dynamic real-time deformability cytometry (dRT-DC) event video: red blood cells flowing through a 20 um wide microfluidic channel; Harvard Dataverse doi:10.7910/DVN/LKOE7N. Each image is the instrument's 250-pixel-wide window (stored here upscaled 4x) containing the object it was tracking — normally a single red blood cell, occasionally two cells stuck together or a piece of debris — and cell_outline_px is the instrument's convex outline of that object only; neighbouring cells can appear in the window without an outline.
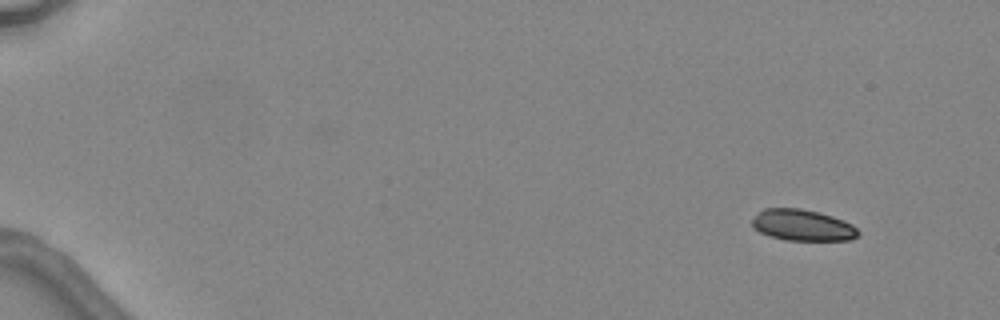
{"species": "common noctule bat (a hibernating species)", "species_latin": "Nyctalus noctula", "temperature_condition": "warm", "stored_images_in_passage": 3, "camera_frame_rate_fps": 3000, "um_per_image_px": 0.085, "animal": {"sex": "female", "body_mass_g": 24.6, "forearm_length_mm": 56.2}, "frame": {"image": 1, "passage_image": 1, "time_ms": 0.0, "image_size_px": [1000, 320], "cell_outline_px": [[860, 232], [856, 236], [848, 240], [784, 240], [768, 236], [752, 228], [752, 220], [764, 208], [800, 208], [820, 212], [844, 220], [852, 224]], "centroid_in_image_um": [68.2, 19.14], "position_along_channel_um": 16.8, "area_um2": 19.36}}
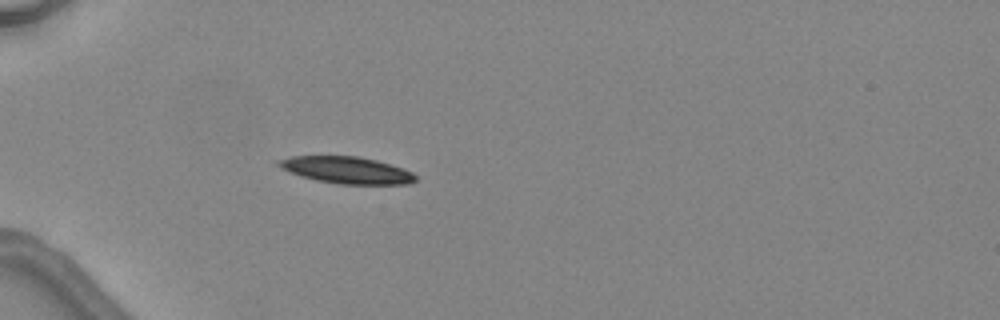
{"frame": {"image": 2, "passage_image": 3, "time_ms": 4.0, "image_size_px": [1000, 320], "cell_outline_px": [[416, 180], [408, 184], [340, 184], [316, 180], [300, 176], [280, 168], [272, 164], [276, 160], [292, 156], [356, 156], [376, 160], [404, 168], [412, 172], [416, 176]], "centroid_in_image_um": [29.41, 14.45], "position_along_channel_um": 55.6, "area_um2": 21.56}}